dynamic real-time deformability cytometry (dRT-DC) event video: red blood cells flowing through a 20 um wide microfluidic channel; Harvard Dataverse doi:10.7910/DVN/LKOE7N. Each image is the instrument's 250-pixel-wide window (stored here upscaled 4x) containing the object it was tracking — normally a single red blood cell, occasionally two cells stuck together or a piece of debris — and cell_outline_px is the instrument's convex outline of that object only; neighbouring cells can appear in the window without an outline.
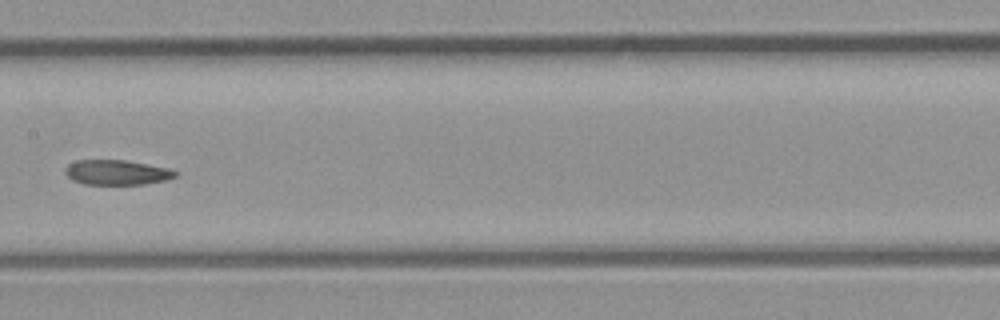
{"species": "common noctule bat (a hibernating species)", "species_latin": "Nyctalus noctula", "temperature_condition": "room temperature", "stored_images_in_passage": 29, "camera_frame_rate_fps": 3000, "um_per_image_px": 0.085, "animal": {"sex": "male", "body_mass_g": 23.1, "forearm_length_mm": 52.7}, "frame": {"image": 1, "passage_image": 9, "time_ms": 2.667, "image_size_px": [1000, 320], "cell_outline_px": [[180, 172], [176, 176], [164, 180], [144, 184], [84, 184], [72, 180], [64, 172], [64, 168], [68, 164], [76, 160], [124, 160], [168, 168]], "centroid_in_image_um": [9.9, 14.65], "position_along_channel_um": 197.5, "area_um2": 15.95}}